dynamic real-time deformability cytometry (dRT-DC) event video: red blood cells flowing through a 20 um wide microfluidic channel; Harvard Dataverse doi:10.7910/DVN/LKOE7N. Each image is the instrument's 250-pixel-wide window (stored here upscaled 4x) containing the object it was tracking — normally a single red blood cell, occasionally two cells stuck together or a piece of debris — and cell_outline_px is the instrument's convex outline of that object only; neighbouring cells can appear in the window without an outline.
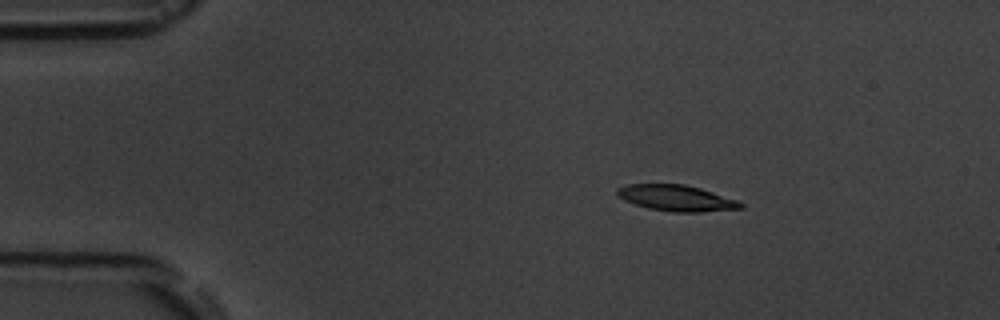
{"species": "common noctule bat (a hibernating species)", "species_latin": "Nyctalus noctula", "temperature_condition": "room temperature", "stored_images_in_passage": 5, "camera_frame_rate_fps": 3000, "um_per_image_px": 0.085, "animal": {"sex": "male", "body_mass_g": 19.5, "forearm_length_mm": 54.6}, "frame": {"image": 1, "passage_image": 3, "time_ms": 2.333, "image_size_px": [1000, 320], "cell_outline_px": [[744, 208], [700, 212], [672, 212], [648, 208], [624, 200], [616, 192], [616, 188], [628, 184], [684, 184], [700, 188], [736, 200], [744, 204]], "centroid_in_image_um": [57.49, 16.83], "position_along_channel_um": 27.5, "area_um2": 18.55}}